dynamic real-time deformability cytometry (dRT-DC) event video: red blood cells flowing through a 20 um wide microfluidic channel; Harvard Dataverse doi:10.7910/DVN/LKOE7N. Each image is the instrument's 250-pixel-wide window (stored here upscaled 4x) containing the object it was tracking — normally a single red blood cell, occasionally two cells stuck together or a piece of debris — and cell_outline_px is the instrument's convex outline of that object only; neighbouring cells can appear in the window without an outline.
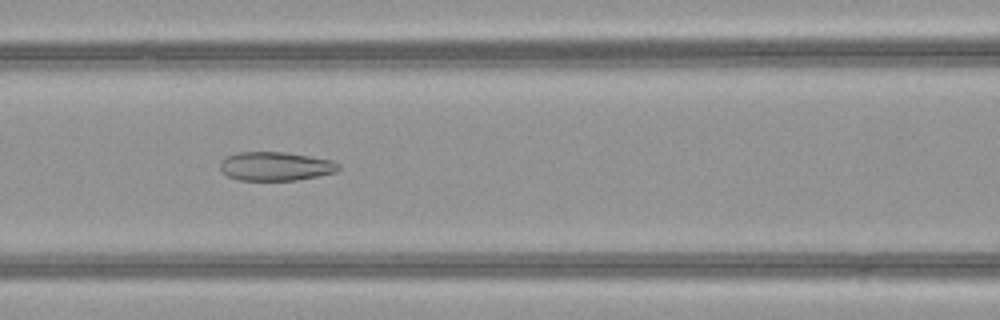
{"species": "common noctule bat (a hibernating species)", "species_latin": "Nyctalus noctula", "temperature_condition": "warm", "stored_images_in_passage": 37, "camera_frame_rate_fps": 3000, "um_per_image_px": 0.085, "animal": {"sex": "female", "body_mass_g": 21.9}, "frame": {"image": 1, "passage_image": 7, "time_ms": 2.0, "image_size_px": [1000, 320], "cell_outline_px": [[340, 168], [336, 172], [296, 180], [240, 180], [228, 176], [220, 168], [220, 160], [224, 156], [236, 152], [284, 152], [332, 160], [340, 164]], "centroid_in_image_um": [23.39, 14.12], "position_along_channel_um": 143.2, "area_um2": 19.88}}
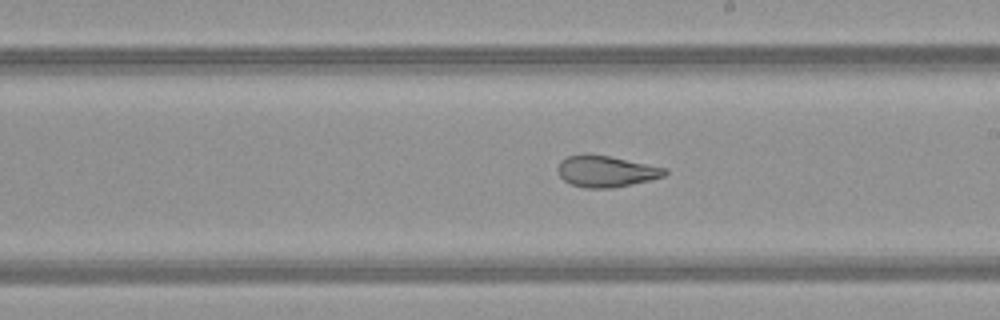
{"frame": {"image": 2, "passage_image": 14, "time_ms": 4.333, "image_size_px": [1000, 320], "cell_outline_px": [[668, 172], [664, 176], [632, 184], [612, 188], [584, 188], [572, 184], [564, 180], [560, 176], [556, 168], [560, 160], [568, 156], [608, 156], [668, 168]], "centroid_in_image_um": [51.52, 14.59], "position_along_channel_um": 237.5, "area_um2": 19.13}}
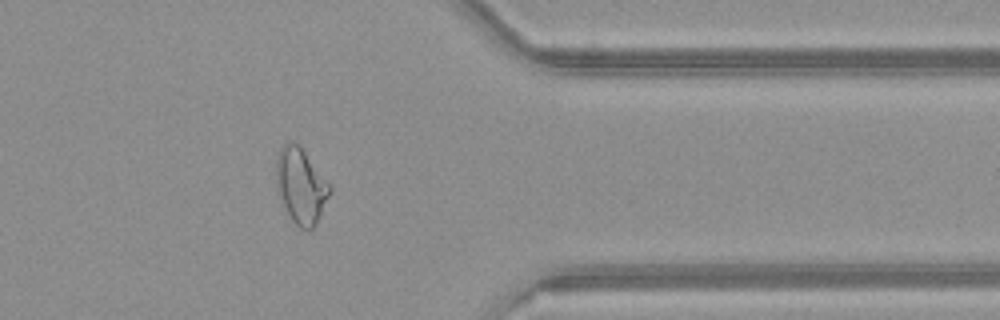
{"frame": {"image": 3, "passage_image": 26, "time_ms": 8.333, "image_size_px": [1000, 320], "cell_outline_px": [[332, 192], [316, 224], [312, 228], [300, 228], [292, 220], [276, 192], [276, 160], [280, 148], [284, 144], [292, 140], [296, 140], [300, 144], [332, 184]], "centroid_in_image_um": [25.6, 15.73], "position_along_channel_um": 385.8, "area_um2": 24.16}, "authors_computed_cell_mechanics": {"area_um2": 21.4438, "velocity_mm_per_s": 4.0567, "shape_relaxation_time_tau1_ms": null, "shape_relaxation_time_tau2_ms": 1.5748, "deformation_change_tau1": null, "deformation_change_tau2": 0.096}}